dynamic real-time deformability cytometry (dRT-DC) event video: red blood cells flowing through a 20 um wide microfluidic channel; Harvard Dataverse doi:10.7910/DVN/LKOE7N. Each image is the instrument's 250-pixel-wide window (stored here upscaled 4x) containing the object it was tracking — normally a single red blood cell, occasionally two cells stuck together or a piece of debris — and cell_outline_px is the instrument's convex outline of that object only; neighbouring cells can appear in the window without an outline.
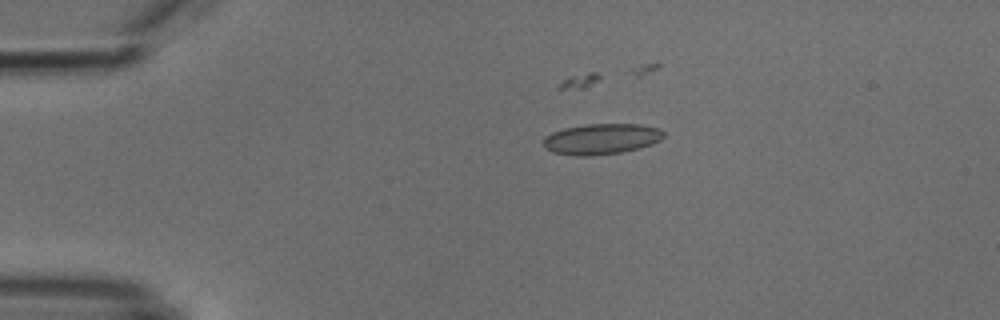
{"species": "common noctule bat (a hibernating species)", "species_latin": "Nyctalus noctula", "temperature_condition": "cold", "stored_images_in_passage": 6, "camera_frame_rate_fps": 3000, "um_per_image_px": 0.085, "animal": {"sex": "male", "body_mass_g": 18.8}, "frame": {"image": 1, "passage_image": 4, "time_ms": 3.333, "image_size_px": [1000, 320], "cell_outline_px": [[664, 136], [660, 140], [652, 144], [640, 148], [624, 152], [592, 156], [572, 156], [552, 152], [544, 148], [544, 136], [552, 132], [564, 128], [588, 124], [640, 124], [660, 128], [664, 132]], "centroid_in_image_um": [51.12, 11.82], "position_along_channel_um": 33.9, "area_um2": 21.85}}